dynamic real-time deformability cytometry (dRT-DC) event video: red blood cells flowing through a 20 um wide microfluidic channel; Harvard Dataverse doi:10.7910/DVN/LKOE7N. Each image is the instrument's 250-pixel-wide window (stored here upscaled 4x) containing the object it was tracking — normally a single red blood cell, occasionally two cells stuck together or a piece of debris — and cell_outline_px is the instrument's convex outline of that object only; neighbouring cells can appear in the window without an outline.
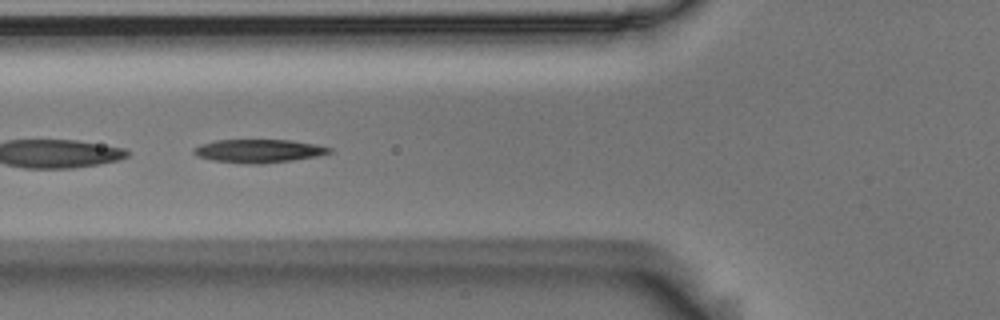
{"species": "Egyptian fruit bat (a non-hibernating species)", "species_latin": "Rousettus aegyptiacus", "temperature_condition": "room temperature", "stored_images_in_passage": 6, "camera_frame_rate_fps": 3000, "um_per_image_px": 0.085, "animal": {"sex": "male"}, "frame": {"image": 1, "passage_image": 5, "time_ms": 1.333, "image_size_px": [1000, 320], "cell_outline_px": [[332, 152], [316, 156], [292, 160], [264, 164], [252, 164], [212, 160], [196, 156], [192, 152], [192, 148], [200, 144], [216, 140], [292, 140], [316, 144], [332, 148]], "centroid_in_image_um": [21.96, 12.83], "position_along_channel_um": 103.8, "area_um2": 18.5}}